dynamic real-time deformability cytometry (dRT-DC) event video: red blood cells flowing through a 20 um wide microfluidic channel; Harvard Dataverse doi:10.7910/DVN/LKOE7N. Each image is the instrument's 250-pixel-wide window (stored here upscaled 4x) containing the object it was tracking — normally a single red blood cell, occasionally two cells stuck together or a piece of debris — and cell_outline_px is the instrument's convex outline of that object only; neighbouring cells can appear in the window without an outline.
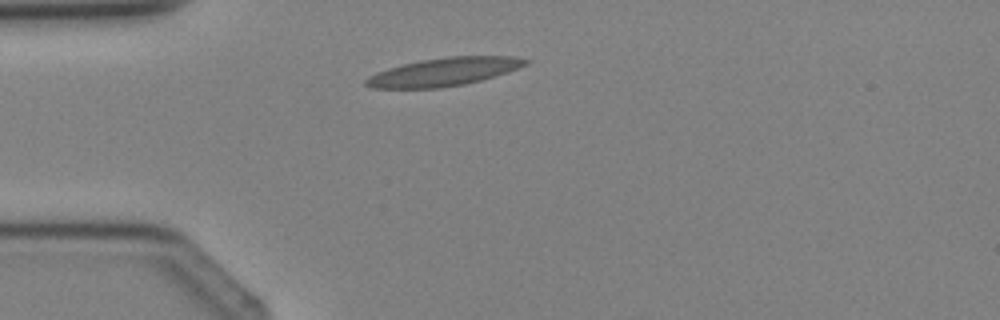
{"species": "Egyptian fruit bat (a non-hibernating species)", "species_latin": "Rousettus aegyptiacus", "temperature_condition": "cold", "stored_images_in_passage": 2, "camera_frame_rate_fps": 3000, "um_per_image_px": 0.085, "animal": {"sex": "female"}, "frame": {"image": 1, "passage_image": 2, "time_ms": 1.0, "image_size_px": [1000, 320], "cell_outline_px": [[532, 60], [528, 64], [508, 72], [480, 80], [464, 84], [440, 88], [372, 88], [364, 84], [364, 80], [368, 76], [376, 72], [388, 68], [420, 60], [448, 56], [516, 56]], "centroid_in_image_um": [37.74, 6.1], "position_along_channel_um": 47.3, "area_um2": 26.24}}